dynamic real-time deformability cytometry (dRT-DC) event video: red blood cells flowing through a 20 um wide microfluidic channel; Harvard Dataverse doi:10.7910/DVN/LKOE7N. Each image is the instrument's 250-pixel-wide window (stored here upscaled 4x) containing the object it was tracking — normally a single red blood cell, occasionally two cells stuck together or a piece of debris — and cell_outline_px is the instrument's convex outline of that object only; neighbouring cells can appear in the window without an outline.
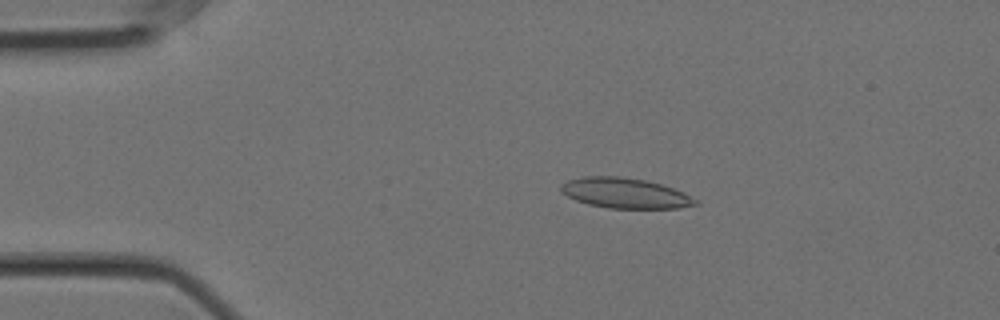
{"species": "Egyptian fruit bat (a non-hibernating species)", "species_latin": "Rousettus aegyptiacus", "temperature_condition": "cold", "stored_images_in_passage": 57, "camera_frame_rate_fps": 3000, "um_per_image_px": 0.085, "animal": {"sex": "female"}, "frame": {"image": 1, "passage_image": 11, "time_ms": 3.333, "image_size_px": [1000, 320], "cell_outline_px": [[700, 204], [676, 208], [608, 208], [588, 204], [576, 200], [568, 196], [560, 188], [560, 184], [568, 180], [584, 176], [620, 176], [644, 180], [660, 184], [684, 192], [696, 200]], "centroid_in_image_um": [53.12, 16.41], "position_along_channel_um": 31.9, "area_um2": 23.52}}
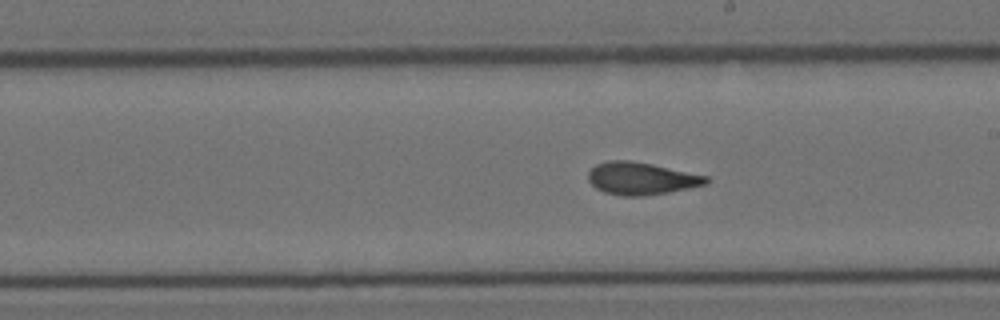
{"frame": {"image": 2, "passage_image": 32, "time_ms": 10.333, "image_size_px": [1000, 320], "cell_outline_px": [[712, 180], [708, 184], [668, 192], [644, 196], [624, 196], [604, 192], [596, 188], [588, 180], [588, 172], [596, 164], [608, 160], [628, 160], [652, 164], [708, 176]], "centroid_in_image_um": [54.52, 15.17], "position_along_channel_um": 234.5, "area_um2": 22.31}}
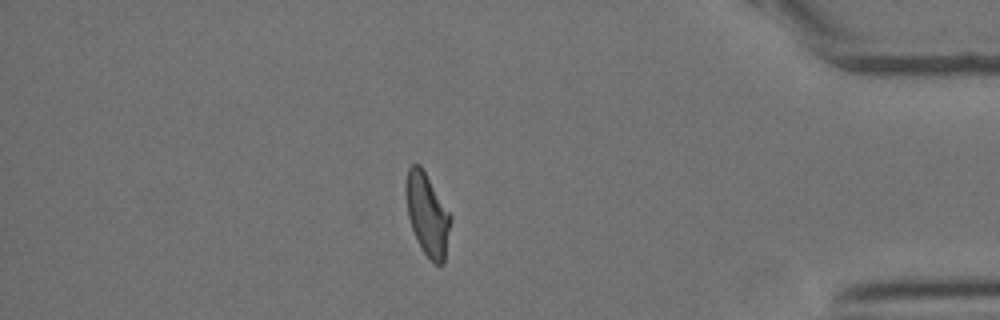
{"frame": {"image": 3, "passage_image": 49, "time_ms": 16.0, "image_size_px": [1000, 320], "cell_outline_px": [[452, 220], [444, 264], [436, 264], [424, 252], [416, 240], [408, 216], [404, 192], [404, 184], [408, 168], [412, 164], [420, 164], [452, 216]], "centroid_in_image_um": [36.31, 18.2], "position_along_channel_um": 398.9, "area_um2": 21.62}, "authors_computed_cell_mechanics": {"area_um2": 22.3108, "velocity_mm_per_s": 3.5451, "shape_relaxation_time_tau1_ms": 11.385, "shape_relaxation_time_tau2_ms": 1.8741, "deformation_change_tau1": 0.228, "deformation_change_tau2": 0.0792}}